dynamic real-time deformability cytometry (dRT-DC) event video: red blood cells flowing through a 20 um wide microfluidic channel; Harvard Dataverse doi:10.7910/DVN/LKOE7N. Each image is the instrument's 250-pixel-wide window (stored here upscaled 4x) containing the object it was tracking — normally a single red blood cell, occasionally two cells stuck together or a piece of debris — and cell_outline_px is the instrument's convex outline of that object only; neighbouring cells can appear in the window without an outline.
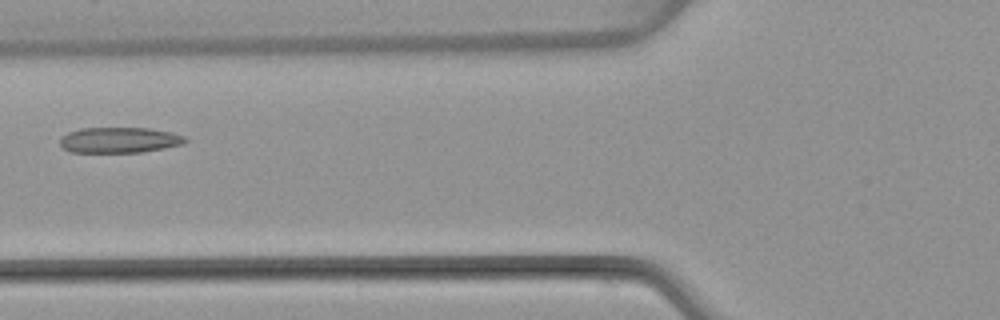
{"species": "common noctule bat (a hibernating species)", "species_latin": "Nyctalus noctula", "temperature_condition": "warm", "stored_images_in_passage": 6, "camera_frame_rate_fps": 3000, "um_per_image_px": 0.085, "animal": {"sex": "female", "body_mass_g": 22.7, "forearm_length_mm": 54.2}, "frame": {"image": 1, "passage_image": 5, "time_ms": 5.0, "image_size_px": [1000, 320], "cell_outline_px": [[188, 140], [184, 144], [164, 148], [140, 152], [72, 152], [64, 148], [60, 144], [60, 136], [68, 132], [80, 128], [148, 128], [172, 132], [184, 136]], "centroid_in_image_um": [10.15, 11.9], "position_along_channel_um": 115.7, "area_um2": 18.73}}
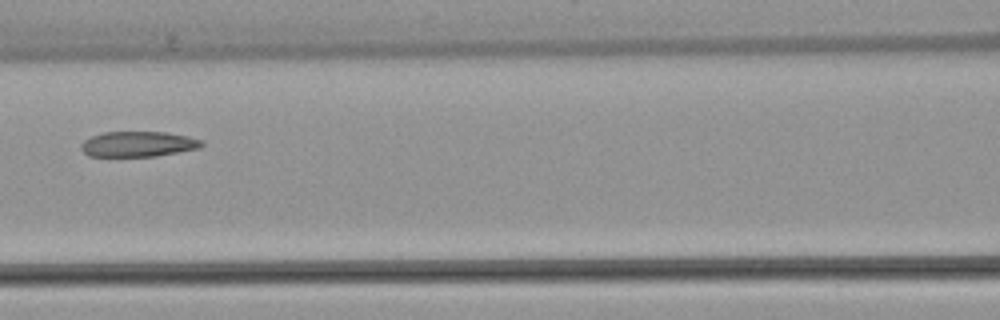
{"frame": {"image": 2, "passage_image": 6, "time_ms": 6.0, "image_size_px": [1000, 320], "cell_outline_px": [[204, 144], [200, 148], [156, 156], [88, 156], [80, 148], [80, 144], [84, 140], [92, 136], [104, 132], [164, 132], [188, 136], [204, 140]], "centroid_in_image_um": [11.76, 12.24], "position_along_channel_um": 154.8, "area_um2": 17.86}}